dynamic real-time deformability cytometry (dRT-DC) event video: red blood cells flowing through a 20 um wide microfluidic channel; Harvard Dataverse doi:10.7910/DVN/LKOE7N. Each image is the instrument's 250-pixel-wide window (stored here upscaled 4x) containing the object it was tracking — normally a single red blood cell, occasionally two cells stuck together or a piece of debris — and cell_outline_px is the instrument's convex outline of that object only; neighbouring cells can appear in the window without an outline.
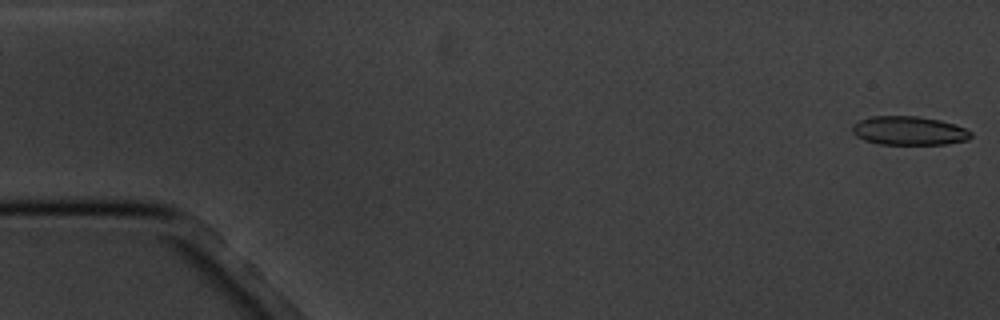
{"species": "common noctule bat (a hibernating species)", "species_latin": "Nyctalus noctula", "temperature_condition": "cold", "stored_images_in_passage": 8, "camera_frame_rate_fps": 3000, "um_per_image_px": 0.085, "animal": {"sex": "male", "body_mass_g": 20.1, "forearm_length_mm": 53.5}, "frame": {"image": 1, "passage_image": 1, "time_ms": 0.0, "image_size_px": [1000, 320], "cell_outline_px": [[972, 136], [968, 140], [944, 144], [880, 144], [864, 140], [856, 136], [852, 132], [852, 124], [860, 120], [872, 116], [916, 116], [940, 120], [956, 124], [972, 132]], "centroid_in_image_um": [77.26, 11.11], "position_along_channel_um": 7.7, "area_um2": 19.94}}
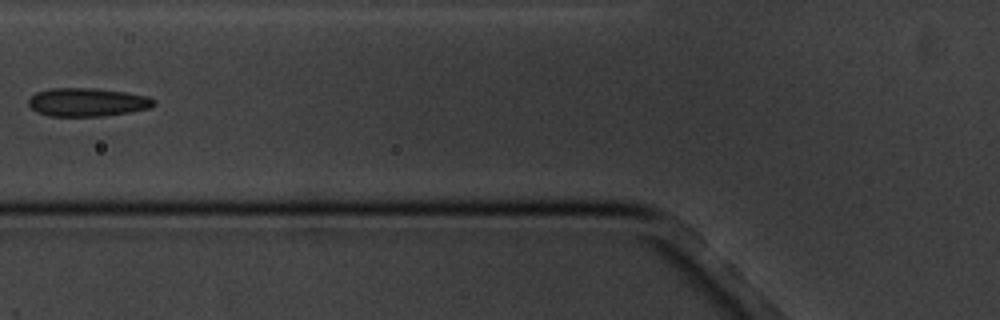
{"frame": {"image": 2, "passage_image": 6, "time_ms": 7.0, "image_size_px": [1000, 320], "cell_outline_px": [[156, 104], [152, 108], [128, 112], [100, 116], [48, 116], [36, 112], [28, 104], [28, 100], [36, 92], [52, 88], [96, 88], [128, 92], [148, 96], [156, 100]], "centroid_in_image_um": [7.45, 8.68], "position_along_channel_um": 118.3, "area_um2": 20.92}}
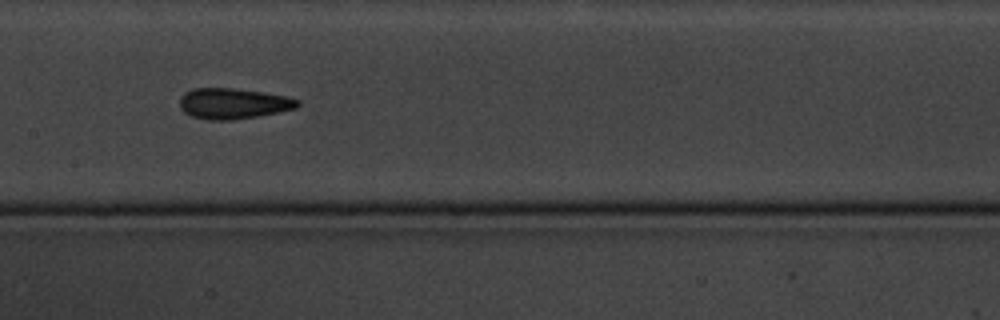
{"frame": {"image": 3, "passage_image": 8, "time_ms": 9.0, "image_size_px": [1000, 320], "cell_outline_px": [[300, 104], [296, 108], [256, 116], [232, 120], [208, 120], [192, 116], [184, 112], [180, 108], [180, 96], [184, 92], [192, 88], [232, 88], [264, 92], [288, 96], [300, 100]], "centroid_in_image_um": [19.8, 8.79], "position_along_channel_um": 187.6, "area_um2": 21.15}}